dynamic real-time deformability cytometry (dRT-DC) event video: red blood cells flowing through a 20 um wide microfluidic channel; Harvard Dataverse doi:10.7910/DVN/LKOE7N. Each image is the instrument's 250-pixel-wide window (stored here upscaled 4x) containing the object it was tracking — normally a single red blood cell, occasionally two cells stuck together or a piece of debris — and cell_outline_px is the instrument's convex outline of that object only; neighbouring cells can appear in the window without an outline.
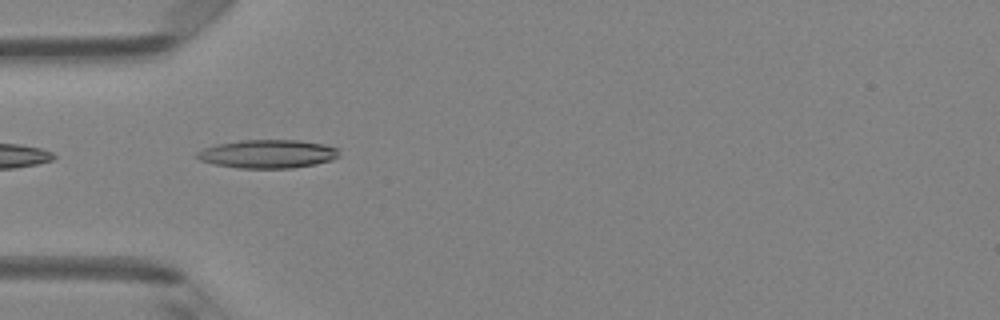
{"species": "Egyptian fruit bat (a non-hibernating species)", "species_latin": "Rousettus aegyptiacus", "temperature_condition": "room temperature", "stored_images_in_passage": 5, "camera_frame_rate_fps": 3000, "um_per_image_px": 0.085, "animal": {"sex": "female"}, "frame": {"image": 1, "passage_image": 1, "time_ms": 0.0, "image_size_px": [1000, 320], "cell_outline_px": [[340, 156], [332, 160], [316, 164], [292, 168], [236, 168], [212, 164], [200, 160], [196, 156], [196, 152], [204, 148], [216, 144], [240, 140], [300, 140], [324, 144], [336, 148]], "centroid_in_image_um": [22.74, 13.08], "position_along_channel_um": 62.3, "area_um2": 23.7}}